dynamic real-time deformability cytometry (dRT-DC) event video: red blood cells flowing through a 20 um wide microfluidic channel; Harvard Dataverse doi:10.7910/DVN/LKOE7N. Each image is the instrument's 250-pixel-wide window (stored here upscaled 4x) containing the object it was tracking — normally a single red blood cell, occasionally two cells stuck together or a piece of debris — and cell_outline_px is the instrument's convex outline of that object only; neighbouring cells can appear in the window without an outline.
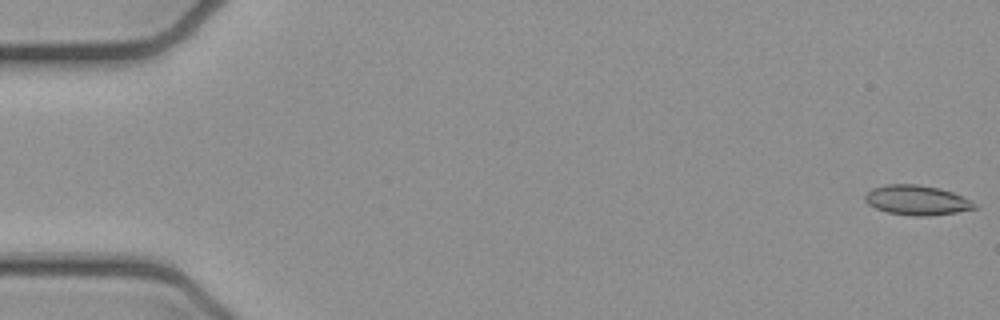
{"species": "common noctule bat (a hibernating species)", "species_latin": "Nyctalus noctula", "temperature_condition": "cold", "stored_images_in_passage": 5, "camera_frame_rate_fps": 3000, "um_per_image_px": 0.085, "animal": {"sex": "female", "body_mass_g": 21.9}, "frame": {"image": 1, "passage_image": 1, "time_ms": 0.0, "image_size_px": [1000, 320], "cell_outline_px": [[980, 208], [956, 212], [928, 216], [912, 216], [888, 212], [876, 208], [868, 204], [864, 200], [864, 196], [872, 188], [888, 184], [916, 184], [940, 188], [952, 192], [972, 200], [980, 204]], "centroid_in_image_um": [77.99, 17.02], "position_along_channel_um": 7.0, "area_um2": 19.19}}
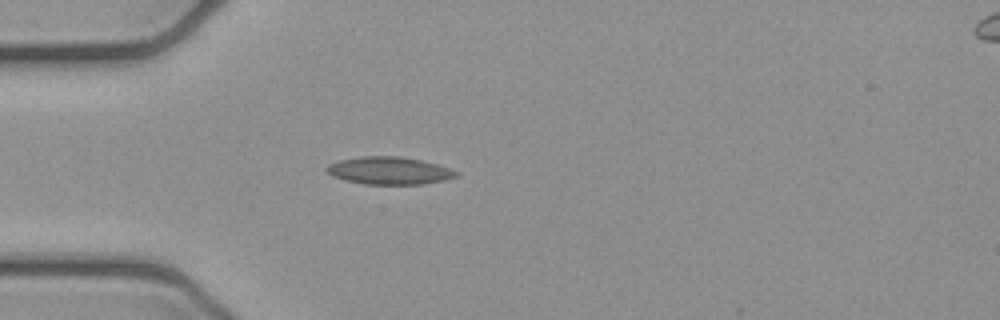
{"frame": {"image": 2, "passage_image": 5, "time_ms": 1.333, "image_size_px": [1000, 320], "cell_outline_px": [[460, 172], [456, 176], [444, 180], [424, 184], [364, 184], [344, 180], [332, 176], [324, 168], [328, 164], [340, 160], [364, 156], [400, 156], [424, 160]], "centroid_in_image_um": [33.07, 14.5], "position_along_channel_um": 51.9, "area_um2": 20.81}}